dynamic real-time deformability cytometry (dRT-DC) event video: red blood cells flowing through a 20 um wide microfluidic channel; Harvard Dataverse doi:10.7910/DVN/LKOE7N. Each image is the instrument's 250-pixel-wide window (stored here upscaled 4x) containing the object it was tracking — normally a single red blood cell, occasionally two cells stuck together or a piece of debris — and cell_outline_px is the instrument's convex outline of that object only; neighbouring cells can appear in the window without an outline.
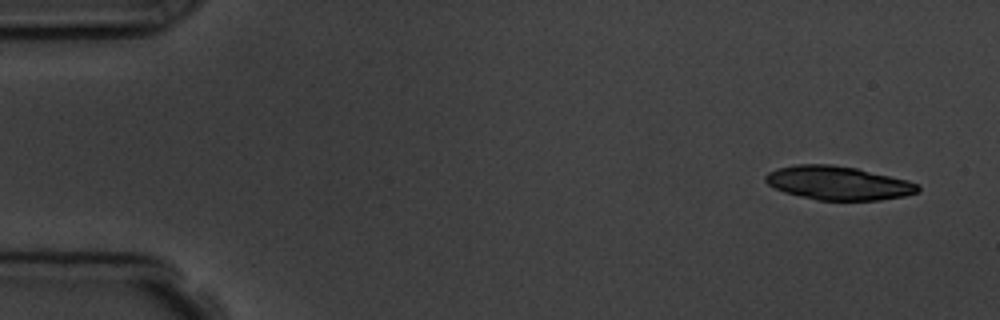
{"species": "common noctule bat (a hibernating species)", "species_latin": "Nyctalus noctula", "temperature_condition": "room temperature", "stored_images_in_passage": 4, "camera_frame_rate_fps": 3000, "um_per_image_px": 0.085, "animal": {"sex": "male", "body_mass_g": 19.5, "forearm_length_mm": 54.6}, "frame": {"image": 1, "passage_image": 1, "time_ms": 0.0, "image_size_px": [1000, 320], "cell_outline_px": [[920, 192], [904, 196], [880, 200], [816, 200], [784, 192], [768, 184], [764, 180], [764, 176], [768, 172], [776, 168], [796, 164], [832, 164], [856, 168], [908, 180], [920, 184]], "centroid_in_image_um": [71.25, 15.55], "position_along_channel_um": 13.7, "area_um2": 30.11}}